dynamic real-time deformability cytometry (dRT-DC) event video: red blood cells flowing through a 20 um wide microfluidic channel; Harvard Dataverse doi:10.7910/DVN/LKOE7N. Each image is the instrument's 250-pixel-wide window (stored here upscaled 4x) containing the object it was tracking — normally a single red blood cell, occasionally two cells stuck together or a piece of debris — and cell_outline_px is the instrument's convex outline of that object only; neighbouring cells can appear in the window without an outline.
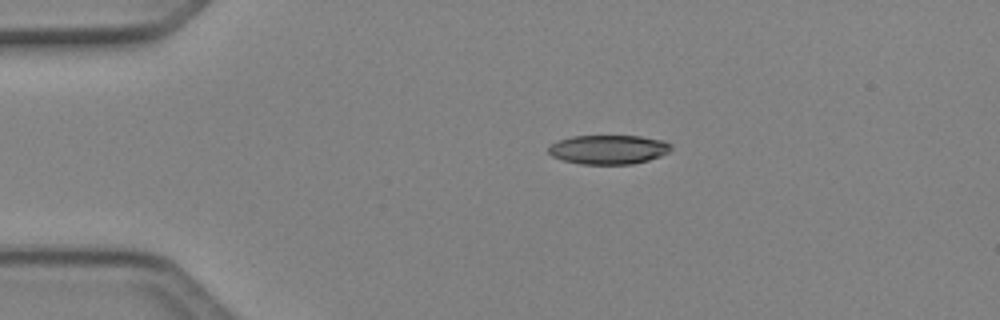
{"species": "Egyptian fruit bat (a non-hibernating species)", "species_latin": "Rousettus aegyptiacus", "temperature_condition": "cold", "stored_images_in_passage": 2, "camera_frame_rate_fps": 3000, "um_per_image_px": 0.085, "animal": {"sex": "female"}, "frame": {"image": 1, "passage_image": 1, "time_ms": 0.0, "image_size_px": [1000, 320], "cell_outline_px": [[672, 148], [668, 152], [660, 156], [648, 160], [632, 164], [580, 164], [564, 160], [552, 156], [548, 152], [548, 148], [552, 144], [560, 140], [572, 136], [640, 136], [664, 140], [672, 144]], "centroid_in_image_um": [51.75, 12.7], "position_along_channel_um": 33.2, "area_um2": 20.81}}